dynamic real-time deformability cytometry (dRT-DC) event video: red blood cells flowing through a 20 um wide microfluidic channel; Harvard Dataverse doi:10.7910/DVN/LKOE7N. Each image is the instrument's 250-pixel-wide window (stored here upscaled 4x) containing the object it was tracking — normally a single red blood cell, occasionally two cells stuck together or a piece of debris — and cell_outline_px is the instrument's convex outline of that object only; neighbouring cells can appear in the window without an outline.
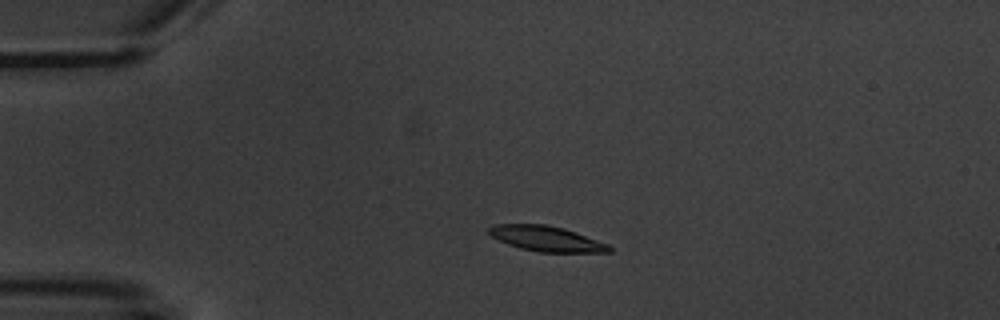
{"species": "common noctule bat (a hibernating species)", "species_latin": "Nyctalus noctula", "temperature_condition": "warm", "stored_images_in_passage": 4, "camera_frame_rate_fps": 3000, "um_per_image_px": 0.085, "animal": {"sex": "male", "body_mass_g": 20.1, "forearm_length_mm": 53.5}, "frame": {"image": 1, "passage_image": 3, "time_ms": 2.333, "image_size_px": [1000, 320], "cell_outline_px": [[612, 252], [540, 252], [520, 248], [508, 244], [492, 236], [488, 232], [488, 228], [496, 224], [544, 224], [564, 228], [576, 232], [608, 244], [612, 248]], "centroid_in_image_um": [46.46, 20.28], "position_along_channel_um": 38.5, "area_um2": 17.57}}